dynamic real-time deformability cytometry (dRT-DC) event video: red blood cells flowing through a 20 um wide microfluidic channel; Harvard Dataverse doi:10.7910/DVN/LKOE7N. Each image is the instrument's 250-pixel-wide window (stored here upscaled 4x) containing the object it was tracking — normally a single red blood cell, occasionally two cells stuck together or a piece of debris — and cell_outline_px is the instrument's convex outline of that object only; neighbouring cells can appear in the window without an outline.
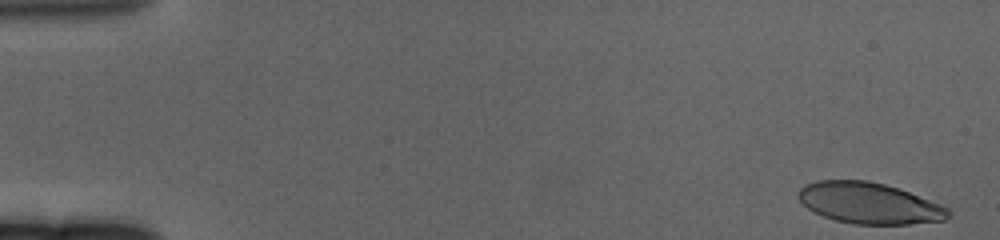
{"species": "human", "species_latin": "Homo sapiens", "temperature_condition": "cold", "stored_images_in_passage": 62, "camera_frame_rate_fps": 3000, "um_per_image_px": 0.085, "donor": {"sex": "female"}, "frame": {"image": 1, "passage_image": 1, "time_ms": 0.0, "image_size_px": [1000, 240], "cell_outline_px": [[952, 216], [944, 220], [908, 224], [852, 224], [836, 220], [824, 216], [808, 208], [796, 196], [796, 192], [804, 184], [816, 180], [868, 180], [884, 184], [908, 192], [940, 204], [948, 208], [952, 212]], "centroid_in_image_um": [73.86, 17.26], "position_along_channel_um": 11.1, "area_um2": 35.89}}
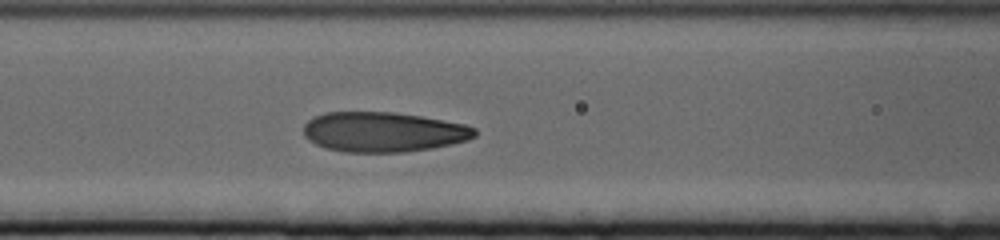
{"frame": {"image": 2, "passage_image": 26, "time_ms": 8.333, "image_size_px": [1000, 240], "cell_outline_px": [[476, 136], [468, 140], [432, 148], [404, 152], [344, 152], [324, 148], [308, 140], [304, 136], [304, 124], [308, 120], [324, 112], [392, 112], [420, 116], [464, 124], [476, 128]], "centroid_in_image_um": [32.56, 11.22], "position_along_channel_um": 134.0, "area_um2": 39.88}}
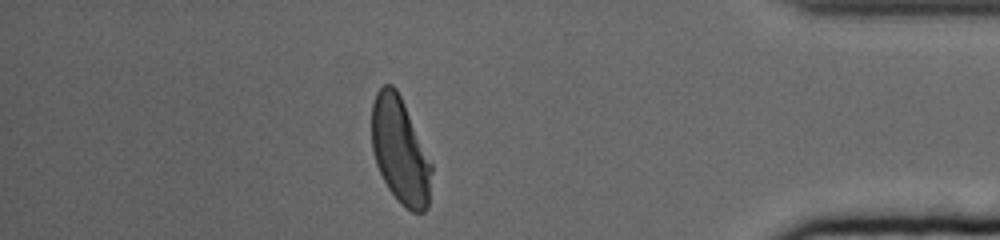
{"frame": {"image": 3, "passage_image": 54, "time_ms": 17.667, "image_size_px": [1000, 240], "cell_outline_px": [[432, 172], [428, 208], [424, 212], [412, 212], [400, 204], [388, 188], [376, 164], [372, 148], [372, 104], [376, 92], [384, 84], [392, 84], [396, 88], [404, 104], [432, 164]], "centroid_in_image_um": [34.01, 12.84], "position_along_channel_um": 401.2, "area_um2": 36.82}, "authors_computed_cell_mechanics": {"area_um2": 38.8705, "velocity_mm_per_s": 3.2284, "shape_relaxation_time_tau1_ms": 3.8, "shape_relaxation_time_tau2_ms": 1.1484, "deformation_change_tau1": 0.1811, "deformation_change_tau2": 0.0706}}